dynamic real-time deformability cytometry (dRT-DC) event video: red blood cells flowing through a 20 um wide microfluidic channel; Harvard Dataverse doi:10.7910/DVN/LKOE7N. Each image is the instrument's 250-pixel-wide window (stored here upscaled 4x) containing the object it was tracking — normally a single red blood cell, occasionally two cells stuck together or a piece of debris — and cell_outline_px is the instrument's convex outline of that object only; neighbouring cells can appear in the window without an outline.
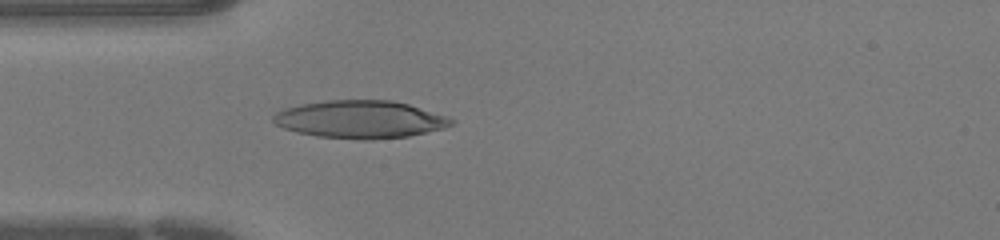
{"species": "human", "species_latin": "Homo sapiens", "temperature_condition": "warm", "stored_images_in_passage": 44, "camera_frame_rate_fps": 3000, "um_per_image_px": 0.085, "donor": {"sex": "female"}, "frame": {"image": 1, "passage_image": 12, "time_ms": 3.667, "image_size_px": [1000, 240], "cell_outline_px": [[456, 120], [452, 124], [444, 128], [408, 136], [372, 140], [360, 140], [316, 136], [296, 132], [284, 128], [276, 124], [272, 120], [272, 116], [276, 112], [284, 108], [300, 104], [324, 100], [392, 100], [408, 104], [448, 116]], "centroid_in_image_um": [30.6, 10.15], "position_along_channel_um": 54.4, "area_um2": 39.36}}
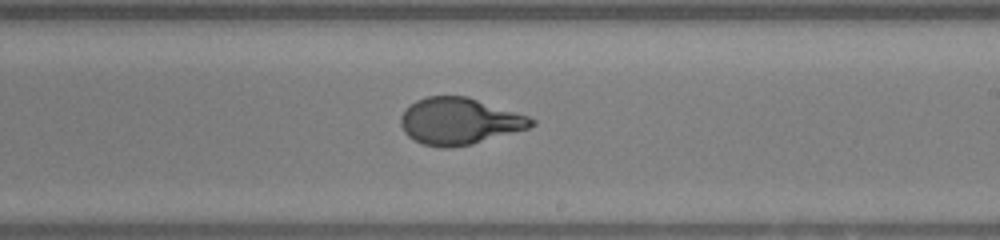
{"frame": {"image": 2, "passage_image": 25, "time_ms": 8.0, "image_size_px": [1000, 240], "cell_outline_px": [[536, 124], [528, 128], [472, 144], [452, 148], [440, 148], [424, 144], [408, 136], [404, 132], [400, 124], [400, 116], [416, 100], [428, 96], [468, 96], [528, 116], [536, 120]], "centroid_in_image_um": [39.05, 10.3], "position_along_channel_um": 250.0, "area_um2": 35.37}}
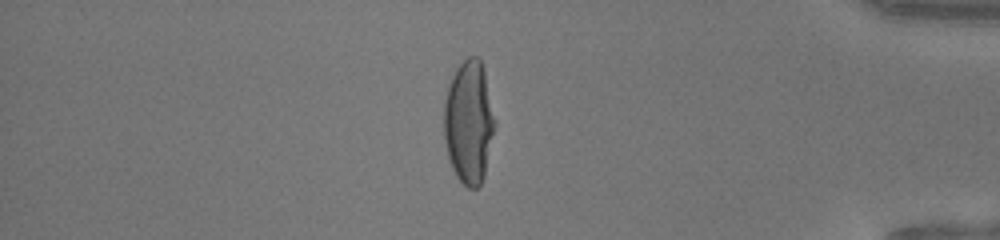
{"frame": {"image": 3, "passage_image": 37, "time_ms": 12.0, "image_size_px": [1000, 240], "cell_outline_px": [[496, 124], [484, 176], [480, 184], [476, 188], [468, 188], [456, 176], [452, 168], [448, 156], [444, 136], [444, 104], [448, 84], [456, 68], [468, 56], [476, 56], [480, 60], [484, 72], [496, 120]], "centroid_in_image_um": [39.85, 10.38], "position_along_channel_um": 395.3, "area_um2": 36.47}}